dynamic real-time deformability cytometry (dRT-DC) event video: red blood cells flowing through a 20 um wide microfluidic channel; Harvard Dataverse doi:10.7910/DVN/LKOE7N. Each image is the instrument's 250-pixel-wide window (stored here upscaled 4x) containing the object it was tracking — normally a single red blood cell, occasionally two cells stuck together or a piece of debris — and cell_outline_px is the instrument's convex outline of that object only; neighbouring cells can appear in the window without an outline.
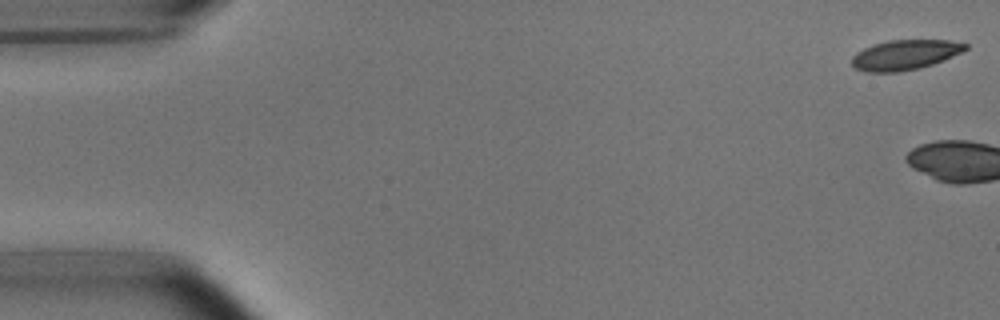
{"species": "common noctule bat (a hibernating species)", "species_latin": "Nyctalus noctula", "temperature_condition": "room temperature", "stored_images_in_passage": 4, "camera_frame_rate_fps": 3000, "um_per_image_px": 0.085, "animal": {"sex": "male", "body_mass_g": 15.6}, "frame": {"image": 1, "passage_image": 1, "time_ms": 0.0, "image_size_px": [1000, 320], "cell_outline_px": [[968, 48], [944, 60], [920, 68], [896, 72], [868, 72], [856, 68], [852, 64], [852, 56], [856, 52], [872, 44], [888, 40], [948, 40], [968, 44]], "centroid_in_image_um": [76.9, 4.65], "position_along_channel_um": 8.1, "area_um2": 19.77}}